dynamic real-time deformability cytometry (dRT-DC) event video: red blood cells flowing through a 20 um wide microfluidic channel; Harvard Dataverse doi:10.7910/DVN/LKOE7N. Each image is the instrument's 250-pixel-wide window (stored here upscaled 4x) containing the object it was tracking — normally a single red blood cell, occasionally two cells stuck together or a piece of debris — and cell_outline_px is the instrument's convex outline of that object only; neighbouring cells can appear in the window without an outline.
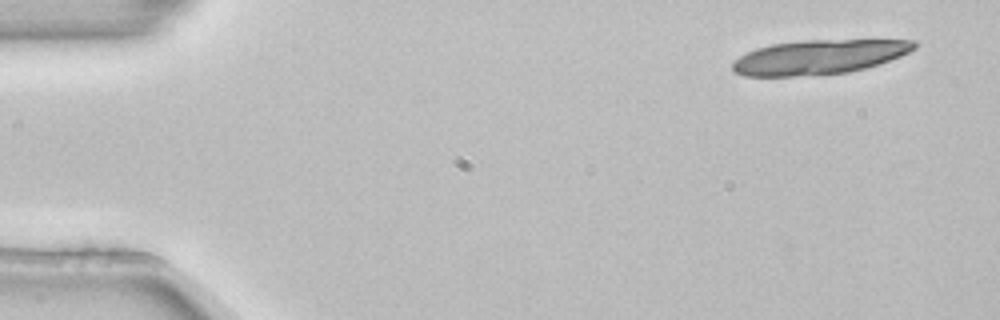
{"species": "common noctule bat (a hibernating species)", "species_latin": "Nyctalus noctula", "temperature_condition": "room temperature", "stored_images_in_passage": 5, "camera_frame_rate_fps": 3000, "um_per_image_px": 0.085, "animal": {"sex": "female", "body_mass_g": 22.7, "forearm_length_mm": 54.2}, "frame": {"image": 1, "passage_image": 1, "time_ms": 0.0, "image_size_px": [1000, 320], "cell_outline_px": [[916, 48], [900, 56], [880, 64], [848, 72], [792, 76], [744, 76], [736, 72], [732, 68], [732, 64], [740, 56], [756, 48], [772, 44], [804, 40], [916, 40]], "centroid_in_image_um": [69.62, 4.84], "position_along_channel_um": 15.4, "area_um2": 36.13}}
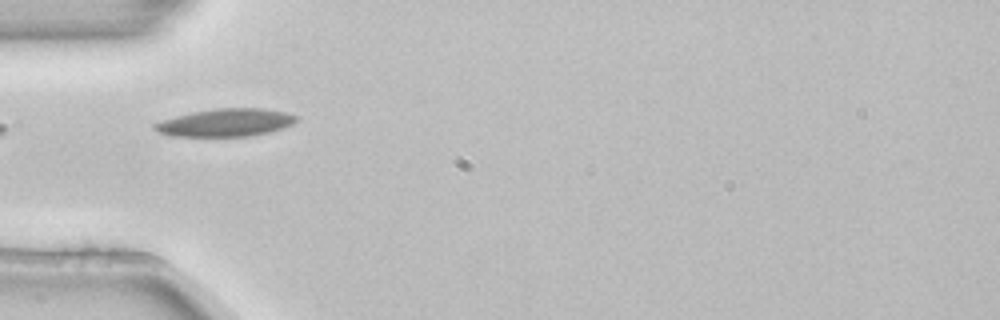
{"frame": {"image": 2, "passage_image": 4, "time_ms": 1.0, "image_size_px": [1000, 320], "cell_outline_px": [[296, 120], [292, 124], [284, 128], [252, 136], [172, 136], [156, 132], [152, 128], [152, 124], [160, 120], [192, 112], [216, 108], [264, 108], [284, 112], [296, 116]], "centroid_in_image_um": [19.12, 10.42], "position_along_channel_um": 65.9, "area_um2": 23.0}}